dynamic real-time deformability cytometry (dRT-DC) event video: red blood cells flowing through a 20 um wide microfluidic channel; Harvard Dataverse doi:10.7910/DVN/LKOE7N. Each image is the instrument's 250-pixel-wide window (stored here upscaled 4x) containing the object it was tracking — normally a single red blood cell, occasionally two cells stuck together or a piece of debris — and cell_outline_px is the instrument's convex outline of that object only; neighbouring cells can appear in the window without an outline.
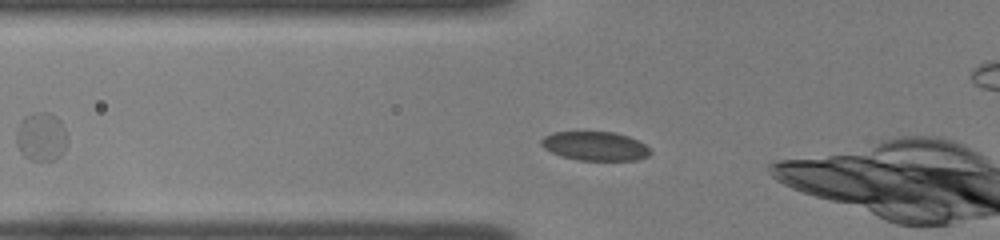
{"species": "common noctule bat (a hibernating species)", "species_latin": "Nyctalus noctula", "temperature_condition": "room temperature", "stored_images_in_passage": 12, "camera_frame_rate_fps": 3000, "um_per_image_px": 0.085, "animal": {"sex": "female", "body_mass_g": 22.0, "forearm_length_mm": 56.7}, "frame": {"image": 1, "passage_image": 3, "time_ms": 0.667, "image_size_px": [1000, 240], "cell_outline_px": [[652, 152], [648, 156], [636, 160], [576, 160], [552, 152], [544, 148], [540, 144], [540, 140], [544, 136], [552, 132], [612, 132], [628, 136], [644, 144]], "centroid_in_image_um": [50.56, 12.41], "position_along_channel_um": 75.2, "area_um2": 18.26}}
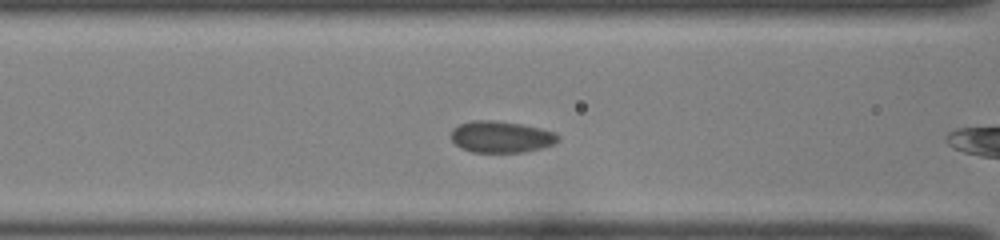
{"frame": {"image": 2, "passage_image": 7, "time_ms": 2.0, "image_size_px": [1000, 240], "cell_outline_px": [[560, 140], [552, 144], [540, 148], [524, 152], [472, 152], [460, 148], [452, 140], [452, 128], [460, 124], [472, 120], [492, 120], [520, 124], [540, 128], [556, 132], [560, 136]], "centroid_in_image_um": [42.6, 11.63], "position_along_channel_um": 124.0, "area_um2": 19.65}}
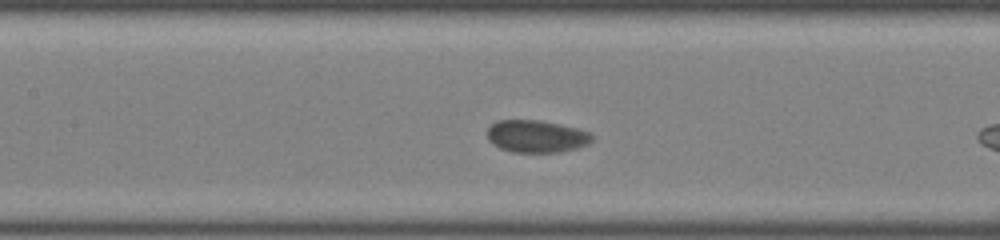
{"frame": {"image": 3, "passage_image": 10, "time_ms": 3.0, "image_size_px": [1000, 240], "cell_outline_px": [[596, 136], [588, 144], [576, 148], [560, 152], [512, 152], [500, 148], [492, 144], [488, 140], [488, 128], [496, 120], [540, 120], [560, 124], [576, 128], [588, 132]], "centroid_in_image_um": [45.6, 11.59], "position_along_channel_um": 161.8, "area_um2": 19.83}}